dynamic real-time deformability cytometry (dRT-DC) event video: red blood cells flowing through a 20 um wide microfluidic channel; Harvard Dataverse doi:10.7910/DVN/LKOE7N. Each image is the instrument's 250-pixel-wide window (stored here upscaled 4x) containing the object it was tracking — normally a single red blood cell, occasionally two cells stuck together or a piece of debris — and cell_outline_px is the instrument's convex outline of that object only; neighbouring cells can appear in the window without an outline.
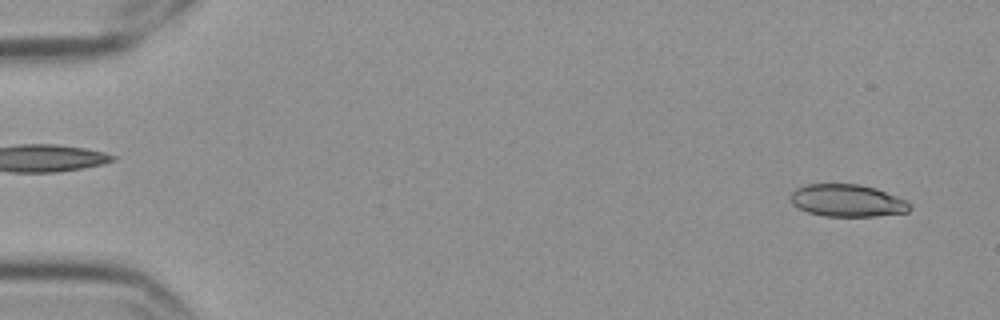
{"species": "Egyptian fruit bat (a non-hibernating species)", "species_latin": "Rousettus aegyptiacus", "temperature_condition": "cold", "stored_images_in_passage": 57, "camera_frame_rate_fps": 3000, "um_per_image_px": 0.085, "frame": {"image": 1, "passage_image": 3, "time_ms": 0.667, "image_size_px": [1000, 320], "cell_outline_px": [[912, 208], [908, 212], [876, 216], [824, 216], [808, 212], [792, 204], [788, 196], [796, 188], [804, 184], [860, 184], [876, 188], [908, 200], [912, 204]], "centroid_in_image_um": [72.04, 17.04], "position_along_channel_um": 13.0, "area_um2": 22.77}}
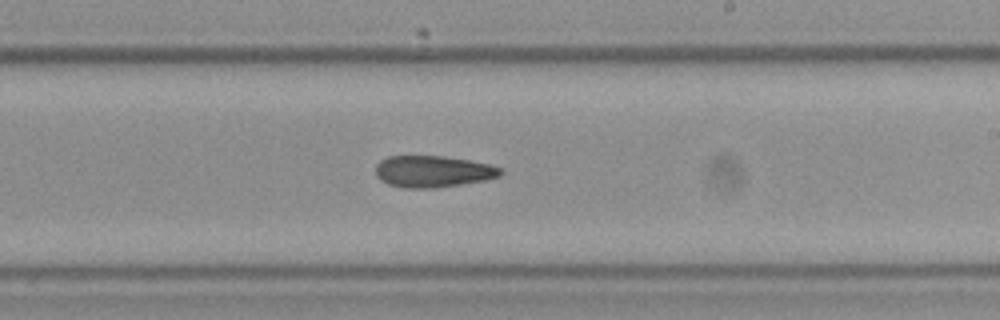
{"frame": {"image": 2, "passage_image": 34, "time_ms": 11.0, "image_size_px": [1000, 320], "cell_outline_px": [[504, 172], [500, 176], [484, 180], [460, 184], [432, 188], [404, 188], [388, 184], [380, 180], [376, 176], [376, 164], [380, 160], [388, 156], [444, 156], [468, 160], [488, 164], [500, 168]], "centroid_in_image_um": [36.76, 14.57], "position_along_channel_um": 252.2, "area_um2": 22.95}}
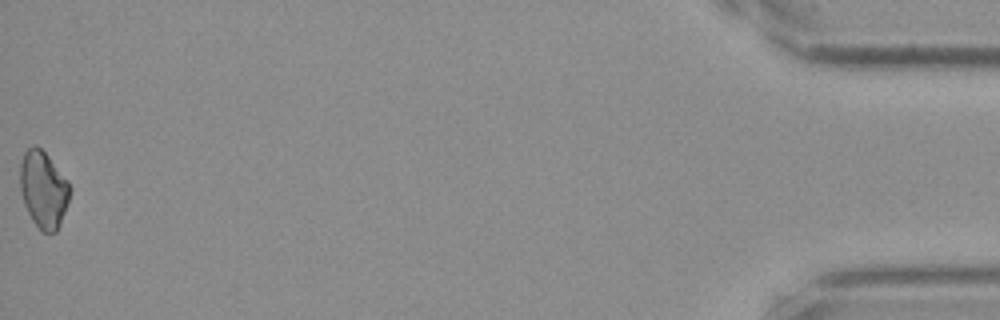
{"frame": {"image": 3, "passage_image": 57, "time_ms": 18.667, "image_size_px": [1000, 320], "cell_outline_px": [[68, 200], [60, 224], [56, 232], [44, 232], [32, 220], [24, 204], [20, 188], [20, 164], [24, 152], [32, 144], [36, 144], [48, 156], [68, 180]], "centroid_in_image_um": [3.66, 16.07], "position_along_channel_um": 431.5, "area_um2": 21.91}}